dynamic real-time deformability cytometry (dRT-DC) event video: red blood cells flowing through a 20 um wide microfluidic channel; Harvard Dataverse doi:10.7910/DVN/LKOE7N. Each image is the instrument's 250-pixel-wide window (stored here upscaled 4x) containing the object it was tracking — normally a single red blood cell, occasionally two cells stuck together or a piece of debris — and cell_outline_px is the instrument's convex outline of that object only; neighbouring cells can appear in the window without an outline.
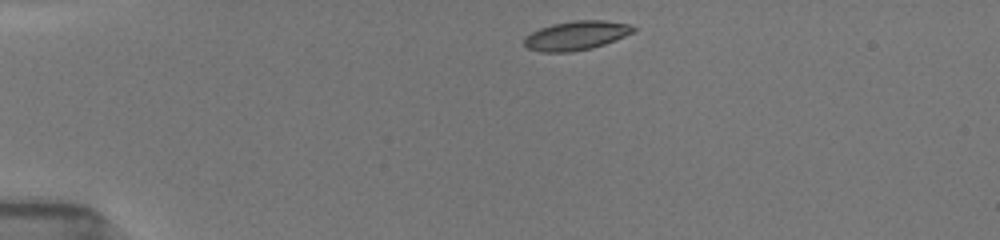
{"species": "common noctule bat (a hibernating species)", "species_latin": "Nyctalus noctula", "temperature_condition": "room temperature", "stored_images_in_passage": 42, "camera_frame_rate_fps": 3000, "um_per_image_px": 0.085, "animal": {"sex": "female", "body_mass_g": 19.5, "forearm_length_mm": 54.1}, "frame": {"image": 1, "passage_image": 1, "time_ms": 0.0, "image_size_px": [1000, 240], "cell_outline_px": [[636, 32], [604, 44], [592, 48], [572, 52], [540, 52], [528, 48], [524, 44], [524, 40], [532, 32], [540, 28], [552, 24], [572, 20], [604, 20], [628, 24], [636, 28]], "centroid_in_image_um": [49.0, 3.02], "position_along_channel_um": 36.0, "area_um2": 18.5}}
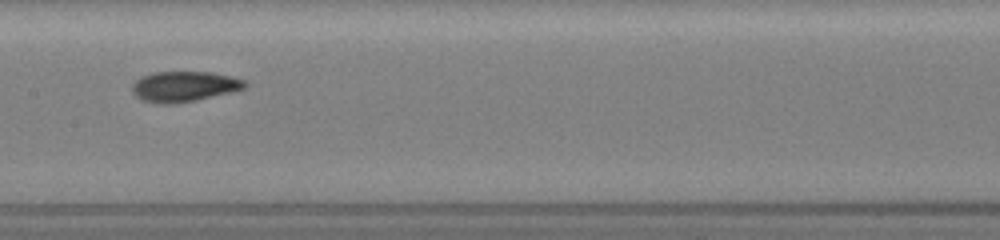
{"frame": {"image": 2, "passage_image": 17, "time_ms": 5.333, "image_size_px": [1000, 240], "cell_outline_px": [[248, 84], [244, 88], [232, 92], [196, 100], [172, 104], [160, 104], [140, 100], [132, 92], [132, 84], [140, 76], [152, 72], [212, 72], [244, 80]], "centroid_in_image_um": [15.61, 7.35], "position_along_channel_um": 191.8, "area_um2": 20.06}}
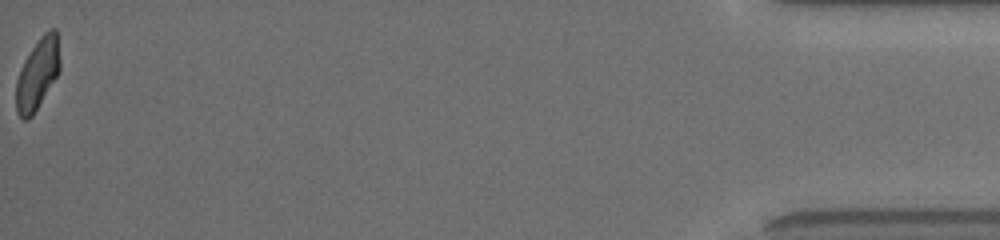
{"frame": {"image": 3, "passage_image": 42, "time_ms": 13.667, "image_size_px": [1000, 240], "cell_outline_px": [[60, 72], [32, 116], [28, 120], [24, 120], [16, 112], [16, 80], [20, 68], [24, 60], [40, 36], [48, 28], [56, 28], [60, 60]], "centroid_in_image_um": [3.19, 6.27], "position_along_channel_um": 432.0, "area_um2": 18.32}, "authors_computed_cell_mechanics": {"area_um2": 19.2474, "velocity_mm_per_s": 3.9521, "shape_relaxation_time_tau1_ms": 5.7528, "shape_relaxation_time_tau2_ms": 2.1111, "deformation_change_tau1": 0.1702, "deformation_change_tau2": 0.0774}}